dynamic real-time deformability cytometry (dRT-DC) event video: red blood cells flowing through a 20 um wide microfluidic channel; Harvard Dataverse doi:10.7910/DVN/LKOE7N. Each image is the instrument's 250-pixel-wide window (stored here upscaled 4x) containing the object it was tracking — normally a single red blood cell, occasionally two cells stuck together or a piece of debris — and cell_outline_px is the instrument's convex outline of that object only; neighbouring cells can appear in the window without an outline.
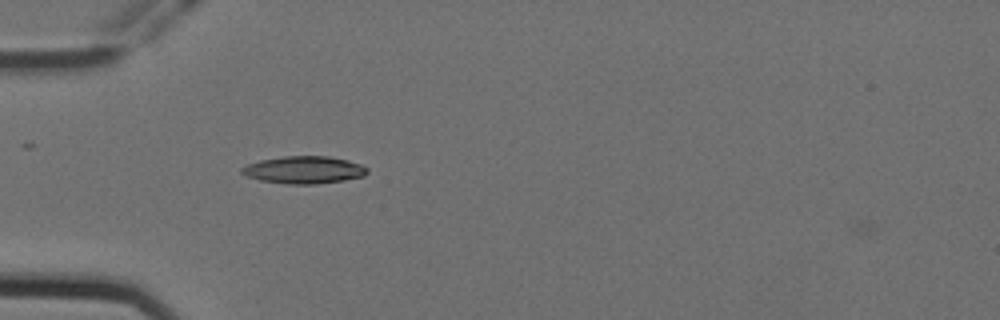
{"species": "Egyptian fruit bat (a non-hibernating species)", "species_latin": "Rousettus aegyptiacus", "temperature_condition": "cold", "stored_images_in_passage": 4, "camera_frame_rate_fps": 3000, "um_per_image_px": 0.085, "animal": {"sex": "female"}, "frame": {"image": 1, "passage_image": 4, "time_ms": 1.0, "image_size_px": [1000, 320], "cell_outline_px": [[368, 172], [364, 176], [344, 180], [316, 184], [288, 184], [260, 180], [248, 176], [240, 172], [240, 168], [248, 164], [260, 160], [284, 156], [328, 156], [348, 160], [360, 164], [368, 168]], "centroid_in_image_um": [25.85, 14.44], "position_along_channel_um": 59.2, "area_um2": 20.0}}